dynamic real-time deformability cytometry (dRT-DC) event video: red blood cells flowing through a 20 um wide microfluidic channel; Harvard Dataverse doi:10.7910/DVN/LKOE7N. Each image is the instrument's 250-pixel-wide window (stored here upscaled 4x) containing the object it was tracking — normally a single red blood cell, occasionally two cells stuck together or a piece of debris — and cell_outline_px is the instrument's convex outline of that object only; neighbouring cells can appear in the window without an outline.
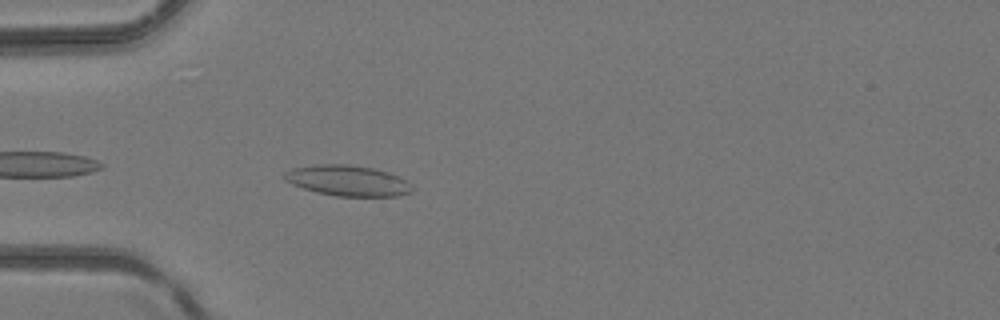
{"species": "common noctule bat (a hibernating species)", "species_latin": "Nyctalus noctula", "temperature_condition": "room temperature", "stored_images_in_passage": 8, "camera_frame_rate_fps": 3000, "um_per_image_px": 0.085, "animal": {"sex": "female", "body_mass_g": 24.6, "forearm_length_mm": 56.2}, "frame": {"image": 1, "passage_image": 2, "time_ms": 0.333, "image_size_px": [1000, 320], "cell_outline_px": [[412, 192], [400, 196], [336, 196], [316, 192], [292, 184], [284, 180], [284, 172], [292, 168], [320, 164], [348, 164], [372, 168], [388, 172], [412, 184]], "centroid_in_image_um": [29.54, 15.36], "position_along_channel_um": 55.5, "area_um2": 22.72}}
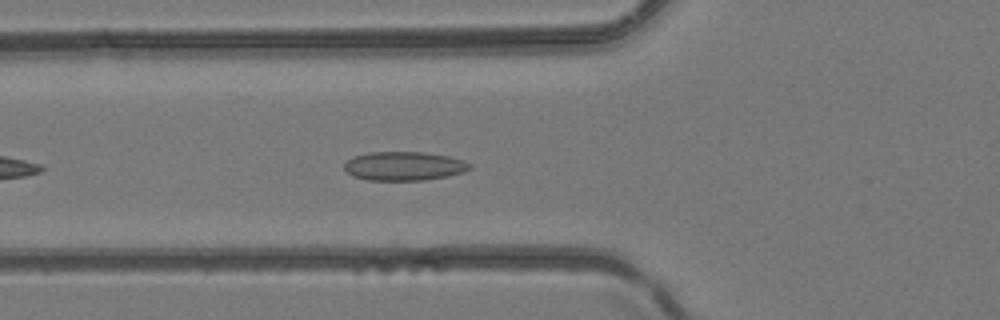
{"frame": {"image": 2, "passage_image": 5, "time_ms": 1.333, "image_size_px": [1000, 320], "cell_outline_px": [[472, 168], [464, 172], [448, 176], [424, 180], [368, 180], [352, 176], [344, 168], [344, 164], [352, 156], [368, 152], [424, 152], [448, 156], [464, 160], [472, 164]], "centroid_in_image_um": [34.36, 14.11], "position_along_channel_um": 91.4, "area_um2": 21.27}}